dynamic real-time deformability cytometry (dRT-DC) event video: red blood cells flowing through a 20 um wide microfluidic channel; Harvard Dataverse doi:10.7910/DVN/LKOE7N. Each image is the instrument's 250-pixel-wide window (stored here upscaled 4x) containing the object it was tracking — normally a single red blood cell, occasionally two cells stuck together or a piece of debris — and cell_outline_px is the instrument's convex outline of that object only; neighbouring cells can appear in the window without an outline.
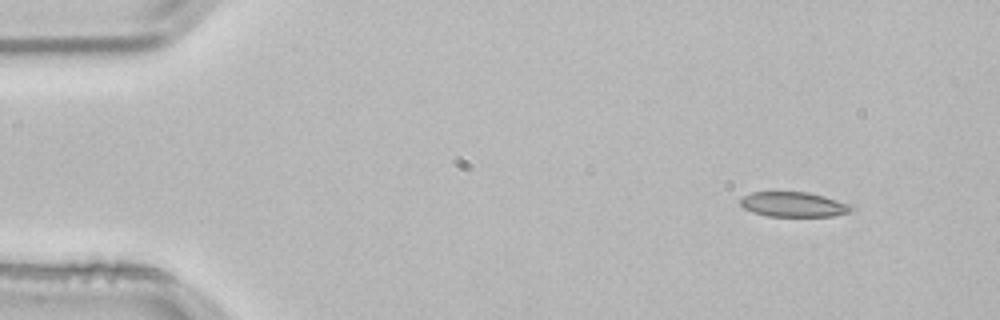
{"species": "common noctule bat (a hibernating species)", "species_latin": "Nyctalus noctula", "temperature_condition": "room temperature", "stored_images_in_passage": 4, "segment_of_instrument_passage": [1, 2], "camera_frame_rate_fps": 3000, "um_per_image_px": 0.085, "animal": {"sex": "male", "body_mass_g": 21.5, "forearm_length_mm": 52.0}, "frame": {"image": 1, "passage_image": 1, "time_ms": 0.0, "image_size_px": [1000, 320], "cell_outline_px": [[856, 208], [848, 212], [832, 216], [768, 216], [752, 212], [744, 208], [740, 204], [740, 200], [744, 196], [752, 192], [808, 192], [824, 196], [852, 204]], "centroid_in_image_um": [67.48, 17.37], "position_along_channel_um": 17.5, "area_um2": 16.13}}
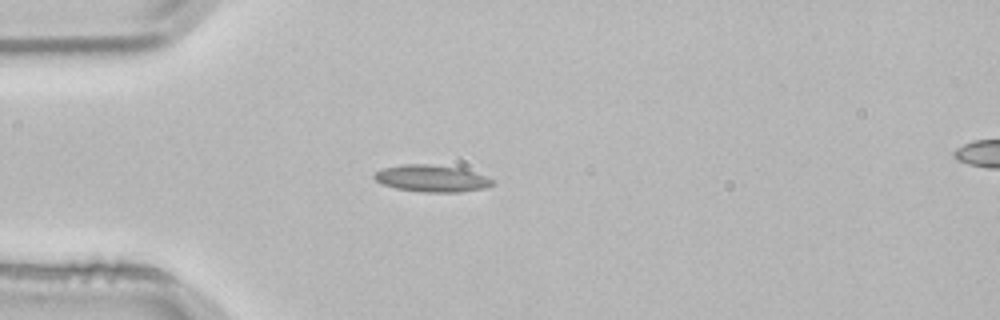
{"frame": {"image": 2, "passage_image": 3, "time_ms": 0.667, "image_size_px": [1000, 320], "cell_outline_px": [[492, 184], [484, 188], [456, 192], [424, 192], [396, 188], [380, 184], [372, 176], [376, 172], [384, 168], [404, 164], [432, 164], [460, 168], [484, 176], [492, 180]], "centroid_in_image_um": [36.63, 15.16], "position_along_channel_um": 48.4, "area_um2": 18.21}}